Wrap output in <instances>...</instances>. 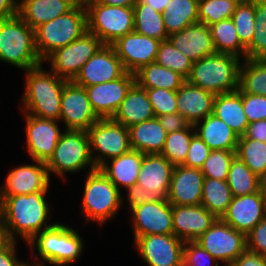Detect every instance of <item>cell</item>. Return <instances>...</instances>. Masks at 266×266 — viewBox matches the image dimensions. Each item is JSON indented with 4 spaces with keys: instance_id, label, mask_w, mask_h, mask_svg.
<instances>
[{
    "instance_id": "obj_15",
    "label": "cell",
    "mask_w": 266,
    "mask_h": 266,
    "mask_svg": "<svg viewBox=\"0 0 266 266\" xmlns=\"http://www.w3.org/2000/svg\"><path fill=\"white\" fill-rule=\"evenodd\" d=\"M100 118L94 112L85 87L67 81L61 96L59 121L65 130L87 131Z\"/></svg>"
},
{
    "instance_id": "obj_31",
    "label": "cell",
    "mask_w": 266,
    "mask_h": 266,
    "mask_svg": "<svg viewBox=\"0 0 266 266\" xmlns=\"http://www.w3.org/2000/svg\"><path fill=\"white\" fill-rule=\"evenodd\" d=\"M130 145L143 154H160L168 133L157 117L128 128Z\"/></svg>"
},
{
    "instance_id": "obj_28",
    "label": "cell",
    "mask_w": 266,
    "mask_h": 266,
    "mask_svg": "<svg viewBox=\"0 0 266 266\" xmlns=\"http://www.w3.org/2000/svg\"><path fill=\"white\" fill-rule=\"evenodd\" d=\"M70 0H19L18 15L34 30L48 21L71 11Z\"/></svg>"
},
{
    "instance_id": "obj_46",
    "label": "cell",
    "mask_w": 266,
    "mask_h": 266,
    "mask_svg": "<svg viewBox=\"0 0 266 266\" xmlns=\"http://www.w3.org/2000/svg\"><path fill=\"white\" fill-rule=\"evenodd\" d=\"M236 156V150H211L200 168L204 177L227 180L230 164Z\"/></svg>"
},
{
    "instance_id": "obj_58",
    "label": "cell",
    "mask_w": 266,
    "mask_h": 266,
    "mask_svg": "<svg viewBox=\"0 0 266 266\" xmlns=\"http://www.w3.org/2000/svg\"><path fill=\"white\" fill-rule=\"evenodd\" d=\"M12 240L10 239L6 227V222L2 211L0 210V249L8 245Z\"/></svg>"
},
{
    "instance_id": "obj_10",
    "label": "cell",
    "mask_w": 266,
    "mask_h": 266,
    "mask_svg": "<svg viewBox=\"0 0 266 266\" xmlns=\"http://www.w3.org/2000/svg\"><path fill=\"white\" fill-rule=\"evenodd\" d=\"M87 133L91 156L97 168L132 149L128 128L112 118H100Z\"/></svg>"
},
{
    "instance_id": "obj_29",
    "label": "cell",
    "mask_w": 266,
    "mask_h": 266,
    "mask_svg": "<svg viewBox=\"0 0 266 266\" xmlns=\"http://www.w3.org/2000/svg\"><path fill=\"white\" fill-rule=\"evenodd\" d=\"M143 155L142 152L131 149L106 161L100 169L119 190L121 187L126 189L137 183Z\"/></svg>"
},
{
    "instance_id": "obj_56",
    "label": "cell",
    "mask_w": 266,
    "mask_h": 266,
    "mask_svg": "<svg viewBox=\"0 0 266 266\" xmlns=\"http://www.w3.org/2000/svg\"><path fill=\"white\" fill-rule=\"evenodd\" d=\"M244 136L249 139L266 142V119L249 123Z\"/></svg>"
},
{
    "instance_id": "obj_21",
    "label": "cell",
    "mask_w": 266,
    "mask_h": 266,
    "mask_svg": "<svg viewBox=\"0 0 266 266\" xmlns=\"http://www.w3.org/2000/svg\"><path fill=\"white\" fill-rule=\"evenodd\" d=\"M264 218H266V198L261 191H258L232 197L221 220L247 235Z\"/></svg>"
},
{
    "instance_id": "obj_18",
    "label": "cell",
    "mask_w": 266,
    "mask_h": 266,
    "mask_svg": "<svg viewBox=\"0 0 266 266\" xmlns=\"http://www.w3.org/2000/svg\"><path fill=\"white\" fill-rule=\"evenodd\" d=\"M126 72L113 46L103 45L83 65L73 82L87 87L116 80Z\"/></svg>"
},
{
    "instance_id": "obj_39",
    "label": "cell",
    "mask_w": 266,
    "mask_h": 266,
    "mask_svg": "<svg viewBox=\"0 0 266 266\" xmlns=\"http://www.w3.org/2000/svg\"><path fill=\"white\" fill-rule=\"evenodd\" d=\"M227 183L233 197L249 195L260 191V178L237 156L230 164Z\"/></svg>"
},
{
    "instance_id": "obj_23",
    "label": "cell",
    "mask_w": 266,
    "mask_h": 266,
    "mask_svg": "<svg viewBox=\"0 0 266 266\" xmlns=\"http://www.w3.org/2000/svg\"><path fill=\"white\" fill-rule=\"evenodd\" d=\"M216 220L203 205H172L174 235L184 242L196 241Z\"/></svg>"
},
{
    "instance_id": "obj_40",
    "label": "cell",
    "mask_w": 266,
    "mask_h": 266,
    "mask_svg": "<svg viewBox=\"0 0 266 266\" xmlns=\"http://www.w3.org/2000/svg\"><path fill=\"white\" fill-rule=\"evenodd\" d=\"M236 156L259 178L266 172V142L240 136Z\"/></svg>"
},
{
    "instance_id": "obj_12",
    "label": "cell",
    "mask_w": 266,
    "mask_h": 266,
    "mask_svg": "<svg viewBox=\"0 0 266 266\" xmlns=\"http://www.w3.org/2000/svg\"><path fill=\"white\" fill-rule=\"evenodd\" d=\"M195 242L225 266H230L247 249L246 235L221 219Z\"/></svg>"
},
{
    "instance_id": "obj_27",
    "label": "cell",
    "mask_w": 266,
    "mask_h": 266,
    "mask_svg": "<svg viewBox=\"0 0 266 266\" xmlns=\"http://www.w3.org/2000/svg\"><path fill=\"white\" fill-rule=\"evenodd\" d=\"M155 117L146 90L135 82L112 119L129 128Z\"/></svg>"
},
{
    "instance_id": "obj_14",
    "label": "cell",
    "mask_w": 266,
    "mask_h": 266,
    "mask_svg": "<svg viewBox=\"0 0 266 266\" xmlns=\"http://www.w3.org/2000/svg\"><path fill=\"white\" fill-rule=\"evenodd\" d=\"M25 120V146L27 153L32 160L46 163L56 148V145L63 134L59 128L58 120L39 118L23 113Z\"/></svg>"
},
{
    "instance_id": "obj_13",
    "label": "cell",
    "mask_w": 266,
    "mask_h": 266,
    "mask_svg": "<svg viewBox=\"0 0 266 266\" xmlns=\"http://www.w3.org/2000/svg\"><path fill=\"white\" fill-rule=\"evenodd\" d=\"M135 248L148 266H181L185 242L174 234L137 237Z\"/></svg>"
},
{
    "instance_id": "obj_8",
    "label": "cell",
    "mask_w": 266,
    "mask_h": 266,
    "mask_svg": "<svg viewBox=\"0 0 266 266\" xmlns=\"http://www.w3.org/2000/svg\"><path fill=\"white\" fill-rule=\"evenodd\" d=\"M45 164L50 177L55 174L63 180L68 173L72 175L83 169H88L86 172L97 169L91 156L87 131L64 130L53 155Z\"/></svg>"
},
{
    "instance_id": "obj_43",
    "label": "cell",
    "mask_w": 266,
    "mask_h": 266,
    "mask_svg": "<svg viewBox=\"0 0 266 266\" xmlns=\"http://www.w3.org/2000/svg\"><path fill=\"white\" fill-rule=\"evenodd\" d=\"M255 2V31L252 42L246 47L247 59H266V0Z\"/></svg>"
},
{
    "instance_id": "obj_51",
    "label": "cell",
    "mask_w": 266,
    "mask_h": 266,
    "mask_svg": "<svg viewBox=\"0 0 266 266\" xmlns=\"http://www.w3.org/2000/svg\"><path fill=\"white\" fill-rule=\"evenodd\" d=\"M246 247L250 251L266 256V218L246 235Z\"/></svg>"
},
{
    "instance_id": "obj_33",
    "label": "cell",
    "mask_w": 266,
    "mask_h": 266,
    "mask_svg": "<svg viewBox=\"0 0 266 266\" xmlns=\"http://www.w3.org/2000/svg\"><path fill=\"white\" fill-rule=\"evenodd\" d=\"M135 74V82L144 89L164 88L177 91L186 79L177 72L156 62L142 66Z\"/></svg>"
},
{
    "instance_id": "obj_59",
    "label": "cell",
    "mask_w": 266,
    "mask_h": 266,
    "mask_svg": "<svg viewBox=\"0 0 266 266\" xmlns=\"http://www.w3.org/2000/svg\"><path fill=\"white\" fill-rule=\"evenodd\" d=\"M171 0H138L137 3H145L150 5L154 10L162 13L170 4Z\"/></svg>"
},
{
    "instance_id": "obj_65",
    "label": "cell",
    "mask_w": 266,
    "mask_h": 266,
    "mask_svg": "<svg viewBox=\"0 0 266 266\" xmlns=\"http://www.w3.org/2000/svg\"><path fill=\"white\" fill-rule=\"evenodd\" d=\"M181 266H195V265L186 264V263L183 261Z\"/></svg>"
},
{
    "instance_id": "obj_44",
    "label": "cell",
    "mask_w": 266,
    "mask_h": 266,
    "mask_svg": "<svg viewBox=\"0 0 266 266\" xmlns=\"http://www.w3.org/2000/svg\"><path fill=\"white\" fill-rule=\"evenodd\" d=\"M237 3L232 0H199L198 22L210 26L224 19L232 18Z\"/></svg>"
},
{
    "instance_id": "obj_52",
    "label": "cell",
    "mask_w": 266,
    "mask_h": 266,
    "mask_svg": "<svg viewBox=\"0 0 266 266\" xmlns=\"http://www.w3.org/2000/svg\"><path fill=\"white\" fill-rule=\"evenodd\" d=\"M125 191L126 197L124 199L122 198V206L124 205L123 202L125 203L124 200L126 199L129 209L147 202H152V190L148 191L137 183L126 188Z\"/></svg>"
},
{
    "instance_id": "obj_24",
    "label": "cell",
    "mask_w": 266,
    "mask_h": 266,
    "mask_svg": "<svg viewBox=\"0 0 266 266\" xmlns=\"http://www.w3.org/2000/svg\"><path fill=\"white\" fill-rule=\"evenodd\" d=\"M204 175L200 169L177 165L173 169L167 200L171 205H201Z\"/></svg>"
},
{
    "instance_id": "obj_62",
    "label": "cell",
    "mask_w": 266,
    "mask_h": 266,
    "mask_svg": "<svg viewBox=\"0 0 266 266\" xmlns=\"http://www.w3.org/2000/svg\"><path fill=\"white\" fill-rule=\"evenodd\" d=\"M22 266H46V264H43L41 262H36V261H33V263L32 262L29 263V261L27 262L25 260V262L22 264Z\"/></svg>"
},
{
    "instance_id": "obj_55",
    "label": "cell",
    "mask_w": 266,
    "mask_h": 266,
    "mask_svg": "<svg viewBox=\"0 0 266 266\" xmlns=\"http://www.w3.org/2000/svg\"><path fill=\"white\" fill-rule=\"evenodd\" d=\"M230 266H266V256L246 249Z\"/></svg>"
},
{
    "instance_id": "obj_5",
    "label": "cell",
    "mask_w": 266,
    "mask_h": 266,
    "mask_svg": "<svg viewBox=\"0 0 266 266\" xmlns=\"http://www.w3.org/2000/svg\"><path fill=\"white\" fill-rule=\"evenodd\" d=\"M242 60L234 55L215 53L193 62L186 81L214 95L238 90Z\"/></svg>"
},
{
    "instance_id": "obj_47",
    "label": "cell",
    "mask_w": 266,
    "mask_h": 266,
    "mask_svg": "<svg viewBox=\"0 0 266 266\" xmlns=\"http://www.w3.org/2000/svg\"><path fill=\"white\" fill-rule=\"evenodd\" d=\"M156 117L176 113V91L164 88L145 89Z\"/></svg>"
},
{
    "instance_id": "obj_64",
    "label": "cell",
    "mask_w": 266,
    "mask_h": 266,
    "mask_svg": "<svg viewBox=\"0 0 266 266\" xmlns=\"http://www.w3.org/2000/svg\"><path fill=\"white\" fill-rule=\"evenodd\" d=\"M232 1L236 2L237 4H240V3H245V2L252 1V0H232Z\"/></svg>"
},
{
    "instance_id": "obj_49",
    "label": "cell",
    "mask_w": 266,
    "mask_h": 266,
    "mask_svg": "<svg viewBox=\"0 0 266 266\" xmlns=\"http://www.w3.org/2000/svg\"><path fill=\"white\" fill-rule=\"evenodd\" d=\"M242 104L249 123L266 119V96L242 93Z\"/></svg>"
},
{
    "instance_id": "obj_9",
    "label": "cell",
    "mask_w": 266,
    "mask_h": 266,
    "mask_svg": "<svg viewBox=\"0 0 266 266\" xmlns=\"http://www.w3.org/2000/svg\"><path fill=\"white\" fill-rule=\"evenodd\" d=\"M86 7L88 32L104 45H112L119 38L134 31L133 7L109 6L89 0Z\"/></svg>"
},
{
    "instance_id": "obj_35",
    "label": "cell",
    "mask_w": 266,
    "mask_h": 266,
    "mask_svg": "<svg viewBox=\"0 0 266 266\" xmlns=\"http://www.w3.org/2000/svg\"><path fill=\"white\" fill-rule=\"evenodd\" d=\"M208 27L216 53L234 55L242 60L246 58V47L241 43L231 18L221 20Z\"/></svg>"
},
{
    "instance_id": "obj_36",
    "label": "cell",
    "mask_w": 266,
    "mask_h": 266,
    "mask_svg": "<svg viewBox=\"0 0 266 266\" xmlns=\"http://www.w3.org/2000/svg\"><path fill=\"white\" fill-rule=\"evenodd\" d=\"M232 197L226 180L204 178L201 205L217 219H221L226 213Z\"/></svg>"
},
{
    "instance_id": "obj_6",
    "label": "cell",
    "mask_w": 266,
    "mask_h": 266,
    "mask_svg": "<svg viewBox=\"0 0 266 266\" xmlns=\"http://www.w3.org/2000/svg\"><path fill=\"white\" fill-rule=\"evenodd\" d=\"M81 202V216L89 221L104 225L116 217L122 208V190H119L100 168L86 173Z\"/></svg>"
},
{
    "instance_id": "obj_54",
    "label": "cell",
    "mask_w": 266,
    "mask_h": 266,
    "mask_svg": "<svg viewBox=\"0 0 266 266\" xmlns=\"http://www.w3.org/2000/svg\"><path fill=\"white\" fill-rule=\"evenodd\" d=\"M18 241H11L0 249V266H22L24 260H19L17 253Z\"/></svg>"
},
{
    "instance_id": "obj_45",
    "label": "cell",
    "mask_w": 266,
    "mask_h": 266,
    "mask_svg": "<svg viewBox=\"0 0 266 266\" xmlns=\"http://www.w3.org/2000/svg\"><path fill=\"white\" fill-rule=\"evenodd\" d=\"M255 2L249 1L237 4L232 15L238 37L241 43L247 47L253 39L255 31Z\"/></svg>"
},
{
    "instance_id": "obj_42",
    "label": "cell",
    "mask_w": 266,
    "mask_h": 266,
    "mask_svg": "<svg viewBox=\"0 0 266 266\" xmlns=\"http://www.w3.org/2000/svg\"><path fill=\"white\" fill-rule=\"evenodd\" d=\"M155 62L188 78L193 61L177 50L169 39L161 41Z\"/></svg>"
},
{
    "instance_id": "obj_38",
    "label": "cell",
    "mask_w": 266,
    "mask_h": 266,
    "mask_svg": "<svg viewBox=\"0 0 266 266\" xmlns=\"http://www.w3.org/2000/svg\"><path fill=\"white\" fill-rule=\"evenodd\" d=\"M134 11V31L148 37L164 41L169 35L164 27L162 13L145 3H136Z\"/></svg>"
},
{
    "instance_id": "obj_17",
    "label": "cell",
    "mask_w": 266,
    "mask_h": 266,
    "mask_svg": "<svg viewBox=\"0 0 266 266\" xmlns=\"http://www.w3.org/2000/svg\"><path fill=\"white\" fill-rule=\"evenodd\" d=\"M133 238L174 234L172 205L168 201L147 202L130 209Z\"/></svg>"
},
{
    "instance_id": "obj_7",
    "label": "cell",
    "mask_w": 266,
    "mask_h": 266,
    "mask_svg": "<svg viewBox=\"0 0 266 266\" xmlns=\"http://www.w3.org/2000/svg\"><path fill=\"white\" fill-rule=\"evenodd\" d=\"M88 31L85 6H75L71 11L41 24L35 29V46L43 61L53 51L64 47Z\"/></svg>"
},
{
    "instance_id": "obj_53",
    "label": "cell",
    "mask_w": 266,
    "mask_h": 266,
    "mask_svg": "<svg viewBox=\"0 0 266 266\" xmlns=\"http://www.w3.org/2000/svg\"><path fill=\"white\" fill-rule=\"evenodd\" d=\"M162 127L169 134L174 131L187 129L191 124L178 112L157 117Z\"/></svg>"
},
{
    "instance_id": "obj_20",
    "label": "cell",
    "mask_w": 266,
    "mask_h": 266,
    "mask_svg": "<svg viewBox=\"0 0 266 266\" xmlns=\"http://www.w3.org/2000/svg\"><path fill=\"white\" fill-rule=\"evenodd\" d=\"M134 83L135 74L126 72L116 80L85 87L96 115L112 118Z\"/></svg>"
},
{
    "instance_id": "obj_26",
    "label": "cell",
    "mask_w": 266,
    "mask_h": 266,
    "mask_svg": "<svg viewBox=\"0 0 266 266\" xmlns=\"http://www.w3.org/2000/svg\"><path fill=\"white\" fill-rule=\"evenodd\" d=\"M216 95L189 84L187 81L176 91V105L179 114L191 125L213 114Z\"/></svg>"
},
{
    "instance_id": "obj_1",
    "label": "cell",
    "mask_w": 266,
    "mask_h": 266,
    "mask_svg": "<svg viewBox=\"0 0 266 266\" xmlns=\"http://www.w3.org/2000/svg\"><path fill=\"white\" fill-rule=\"evenodd\" d=\"M48 192H36L7 196L0 202L8 235L12 241H31L42 230L52 227L51 204L46 200ZM50 223V224H49Z\"/></svg>"
},
{
    "instance_id": "obj_34",
    "label": "cell",
    "mask_w": 266,
    "mask_h": 266,
    "mask_svg": "<svg viewBox=\"0 0 266 266\" xmlns=\"http://www.w3.org/2000/svg\"><path fill=\"white\" fill-rule=\"evenodd\" d=\"M198 0H171L162 12L167 34L182 31L190 24L198 22Z\"/></svg>"
},
{
    "instance_id": "obj_16",
    "label": "cell",
    "mask_w": 266,
    "mask_h": 266,
    "mask_svg": "<svg viewBox=\"0 0 266 266\" xmlns=\"http://www.w3.org/2000/svg\"><path fill=\"white\" fill-rule=\"evenodd\" d=\"M32 164L13 167L5 183L0 184V202L7 196L48 192L51 178L44 162L33 160Z\"/></svg>"
},
{
    "instance_id": "obj_48",
    "label": "cell",
    "mask_w": 266,
    "mask_h": 266,
    "mask_svg": "<svg viewBox=\"0 0 266 266\" xmlns=\"http://www.w3.org/2000/svg\"><path fill=\"white\" fill-rule=\"evenodd\" d=\"M183 261L195 266H220V262L195 241L185 242Z\"/></svg>"
},
{
    "instance_id": "obj_11",
    "label": "cell",
    "mask_w": 266,
    "mask_h": 266,
    "mask_svg": "<svg viewBox=\"0 0 266 266\" xmlns=\"http://www.w3.org/2000/svg\"><path fill=\"white\" fill-rule=\"evenodd\" d=\"M104 45L94 34L86 32L70 44L53 51L43 63L59 78L73 81L83 65Z\"/></svg>"
},
{
    "instance_id": "obj_4",
    "label": "cell",
    "mask_w": 266,
    "mask_h": 266,
    "mask_svg": "<svg viewBox=\"0 0 266 266\" xmlns=\"http://www.w3.org/2000/svg\"><path fill=\"white\" fill-rule=\"evenodd\" d=\"M0 61L22 71L43 63L35 46V30L18 14L0 19Z\"/></svg>"
},
{
    "instance_id": "obj_32",
    "label": "cell",
    "mask_w": 266,
    "mask_h": 266,
    "mask_svg": "<svg viewBox=\"0 0 266 266\" xmlns=\"http://www.w3.org/2000/svg\"><path fill=\"white\" fill-rule=\"evenodd\" d=\"M213 114L224 121L239 137L246 132L247 121L239 90L216 95Z\"/></svg>"
},
{
    "instance_id": "obj_30",
    "label": "cell",
    "mask_w": 266,
    "mask_h": 266,
    "mask_svg": "<svg viewBox=\"0 0 266 266\" xmlns=\"http://www.w3.org/2000/svg\"><path fill=\"white\" fill-rule=\"evenodd\" d=\"M196 134L211 150H236L239 136L214 114L194 125Z\"/></svg>"
},
{
    "instance_id": "obj_50",
    "label": "cell",
    "mask_w": 266,
    "mask_h": 266,
    "mask_svg": "<svg viewBox=\"0 0 266 266\" xmlns=\"http://www.w3.org/2000/svg\"><path fill=\"white\" fill-rule=\"evenodd\" d=\"M210 151L211 149L208 145L195 134L190 141L188 156L183 166L200 169L209 156Z\"/></svg>"
},
{
    "instance_id": "obj_60",
    "label": "cell",
    "mask_w": 266,
    "mask_h": 266,
    "mask_svg": "<svg viewBox=\"0 0 266 266\" xmlns=\"http://www.w3.org/2000/svg\"><path fill=\"white\" fill-rule=\"evenodd\" d=\"M101 4L109 6L134 7L138 0H97Z\"/></svg>"
},
{
    "instance_id": "obj_19",
    "label": "cell",
    "mask_w": 266,
    "mask_h": 266,
    "mask_svg": "<svg viewBox=\"0 0 266 266\" xmlns=\"http://www.w3.org/2000/svg\"><path fill=\"white\" fill-rule=\"evenodd\" d=\"M161 41L139 34L127 33L112 44L127 72L135 73L142 66L155 62Z\"/></svg>"
},
{
    "instance_id": "obj_22",
    "label": "cell",
    "mask_w": 266,
    "mask_h": 266,
    "mask_svg": "<svg viewBox=\"0 0 266 266\" xmlns=\"http://www.w3.org/2000/svg\"><path fill=\"white\" fill-rule=\"evenodd\" d=\"M174 165L160 154H144L137 184L152 190V202L168 201L167 196Z\"/></svg>"
},
{
    "instance_id": "obj_61",
    "label": "cell",
    "mask_w": 266,
    "mask_h": 266,
    "mask_svg": "<svg viewBox=\"0 0 266 266\" xmlns=\"http://www.w3.org/2000/svg\"><path fill=\"white\" fill-rule=\"evenodd\" d=\"M260 191L266 198V172L260 177Z\"/></svg>"
},
{
    "instance_id": "obj_2",
    "label": "cell",
    "mask_w": 266,
    "mask_h": 266,
    "mask_svg": "<svg viewBox=\"0 0 266 266\" xmlns=\"http://www.w3.org/2000/svg\"><path fill=\"white\" fill-rule=\"evenodd\" d=\"M24 92L20 105L22 113L39 118H60L61 96L67 80L43 68V63L25 71Z\"/></svg>"
},
{
    "instance_id": "obj_41",
    "label": "cell",
    "mask_w": 266,
    "mask_h": 266,
    "mask_svg": "<svg viewBox=\"0 0 266 266\" xmlns=\"http://www.w3.org/2000/svg\"><path fill=\"white\" fill-rule=\"evenodd\" d=\"M195 134L194 125H190L187 129L169 133L160 155L164 156L174 166L183 165L188 156L190 141Z\"/></svg>"
},
{
    "instance_id": "obj_37",
    "label": "cell",
    "mask_w": 266,
    "mask_h": 266,
    "mask_svg": "<svg viewBox=\"0 0 266 266\" xmlns=\"http://www.w3.org/2000/svg\"><path fill=\"white\" fill-rule=\"evenodd\" d=\"M241 93L266 96V59L245 58L239 70Z\"/></svg>"
},
{
    "instance_id": "obj_63",
    "label": "cell",
    "mask_w": 266,
    "mask_h": 266,
    "mask_svg": "<svg viewBox=\"0 0 266 266\" xmlns=\"http://www.w3.org/2000/svg\"><path fill=\"white\" fill-rule=\"evenodd\" d=\"M76 6H86L89 0H70Z\"/></svg>"
},
{
    "instance_id": "obj_25",
    "label": "cell",
    "mask_w": 266,
    "mask_h": 266,
    "mask_svg": "<svg viewBox=\"0 0 266 266\" xmlns=\"http://www.w3.org/2000/svg\"><path fill=\"white\" fill-rule=\"evenodd\" d=\"M168 39L193 62L216 53L210 28L202 22L190 24L182 31L172 33Z\"/></svg>"
},
{
    "instance_id": "obj_3",
    "label": "cell",
    "mask_w": 266,
    "mask_h": 266,
    "mask_svg": "<svg viewBox=\"0 0 266 266\" xmlns=\"http://www.w3.org/2000/svg\"><path fill=\"white\" fill-rule=\"evenodd\" d=\"M57 222L52 227L39 232L26 245L36 262L53 266H68L74 264L82 256L85 249L84 241L75 228L66 223Z\"/></svg>"
},
{
    "instance_id": "obj_57",
    "label": "cell",
    "mask_w": 266,
    "mask_h": 266,
    "mask_svg": "<svg viewBox=\"0 0 266 266\" xmlns=\"http://www.w3.org/2000/svg\"><path fill=\"white\" fill-rule=\"evenodd\" d=\"M19 0H0V19H8L18 14Z\"/></svg>"
}]
</instances>
